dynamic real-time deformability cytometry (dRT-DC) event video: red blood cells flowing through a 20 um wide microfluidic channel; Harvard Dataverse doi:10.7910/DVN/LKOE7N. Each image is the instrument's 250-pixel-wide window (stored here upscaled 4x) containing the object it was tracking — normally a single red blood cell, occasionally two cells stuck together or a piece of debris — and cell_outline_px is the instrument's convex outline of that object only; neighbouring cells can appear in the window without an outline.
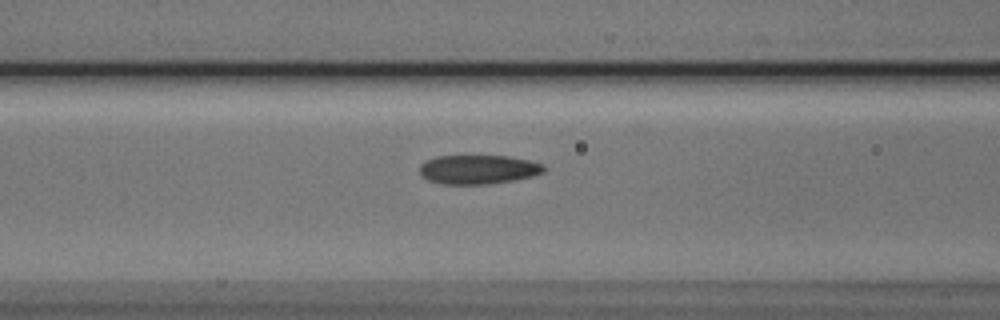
{"species": "Egyptian fruit bat (a non-hibernating species)", "species_latin": "Rousettus aegyptiacus", "temperature_condition": "cold", "stored_images_in_passage": 13, "camera_frame_rate_fps": 3000, "um_per_image_px": 0.085, "animal": {"sex": "male"}, "frame": {"image": 1, "passage_image": 11, "time_ms": 3.333, "image_size_px": [1000, 320], "cell_outline_px": [[548, 168], [544, 172], [532, 176], [512, 180], [488, 184], [444, 184], [428, 180], [420, 172], [420, 164], [436, 156], [508, 156], [528, 160], [544, 164]], "centroid_in_image_um": [40.69, 14.4], "position_along_channel_um": 125.9, "area_um2": 20.98}}